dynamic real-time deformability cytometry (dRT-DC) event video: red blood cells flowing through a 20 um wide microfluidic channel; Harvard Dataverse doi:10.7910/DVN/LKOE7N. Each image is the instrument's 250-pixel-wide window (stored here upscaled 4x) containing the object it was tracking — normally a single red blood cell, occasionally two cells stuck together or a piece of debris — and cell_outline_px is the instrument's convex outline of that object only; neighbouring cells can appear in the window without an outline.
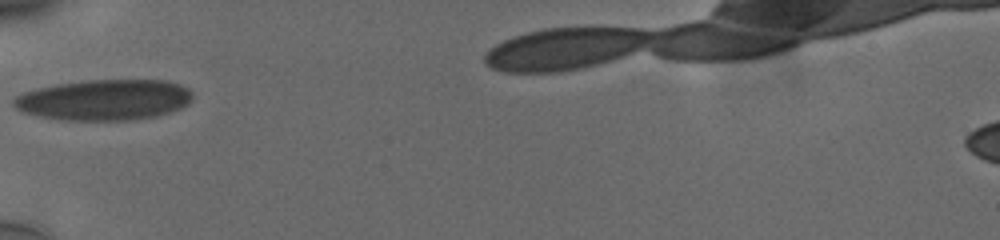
{"species": "human", "species_latin": "Homo sapiens", "temperature_condition": "cold", "stored_images_in_passage": 33, "camera_frame_rate_fps": 3000, "um_per_image_px": 0.085, "donor": {"sex": "male"}, "frame": {"image": 1, "passage_image": 1, "time_ms": 0.0, "image_size_px": [1000, 240], "cell_outline_px": [[192, 96], [188, 104], [180, 108], [156, 116], [132, 120], [68, 120], [40, 116], [24, 112], [16, 108], [12, 104], [12, 100], [16, 96], [24, 92], [36, 88], [56, 84], [84, 80], [168, 80], [180, 84], [188, 88], [192, 92]], "centroid_in_image_um": [8.87, 8.47], "position_along_channel_um": 76.1, "area_um2": 42.54}}
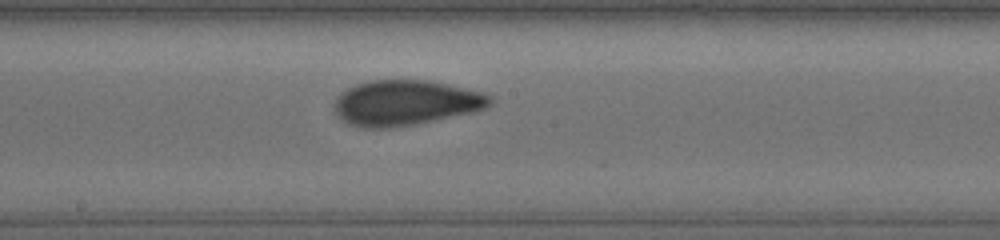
{"frame": {"image": 2, "passage_image": 12, "time_ms": 3.667, "image_size_px": [1000, 240], "cell_outline_px": [[492, 100], [484, 108], [472, 112], [416, 124], [396, 128], [360, 128], [348, 124], [336, 112], [336, 100], [348, 88], [356, 84], [372, 80], [428, 80], [464, 88], [480, 92], [492, 96]], "centroid_in_image_um": [34.47, 8.75], "position_along_channel_um": 213.7, "area_um2": 40.58}}
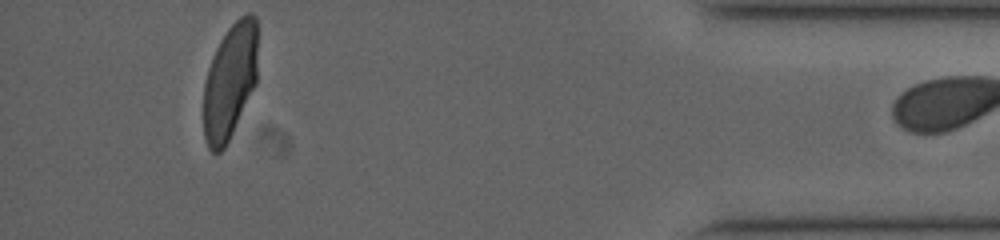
{"frame": {"image": 3, "passage_image": 32, "time_ms": 10.333, "image_size_px": [1000, 240], "cell_outline_px": [[256, 84], [224, 148], [220, 152], [212, 152], [208, 148], [204, 136], [204, 84], [208, 68], [216, 48], [220, 40], [228, 28], [240, 16], [248, 12], [252, 12], [256, 16]], "centroid_in_image_um": [19.53, 6.89], "position_along_channel_um": 415.7, "area_um2": 36.13}}